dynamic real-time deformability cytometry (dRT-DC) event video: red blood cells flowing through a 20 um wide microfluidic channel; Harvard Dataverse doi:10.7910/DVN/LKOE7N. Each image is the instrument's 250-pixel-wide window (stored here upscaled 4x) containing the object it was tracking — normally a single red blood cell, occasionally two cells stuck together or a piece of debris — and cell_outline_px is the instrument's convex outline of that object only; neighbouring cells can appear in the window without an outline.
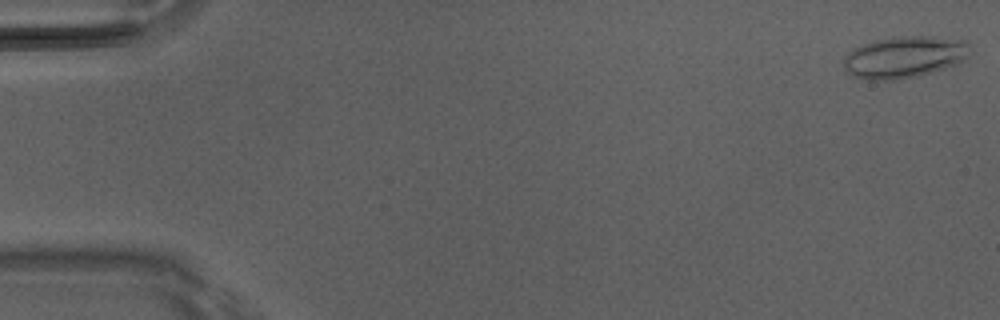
{"species": "Egyptian fruit bat (a non-hibernating species)", "species_latin": "Rousettus aegyptiacus", "temperature_condition": "room temperature", "stored_images_in_passage": 5, "camera_frame_rate_fps": 3000, "um_per_image_px": 0.085, "animal": {"sex": "male"}, "frame": {"image": 1, "passage_image": 1, "time_ms": 0.0, "image_size_px": [1000, 320], "cell_outline_px": [[968, 56], [964, 60], [944, 68], [932, 72], [916, 76], [896, 80], [868, 80], [852, 76], [844, 72], [844, 56], [852, 48], [876, 40], [892, 36], [928, 36], [968, 40]], "centroid_in_image_um": [76.82, 4.85], "position_along_channel_um": 8.2, "area_um2": 30.92}}